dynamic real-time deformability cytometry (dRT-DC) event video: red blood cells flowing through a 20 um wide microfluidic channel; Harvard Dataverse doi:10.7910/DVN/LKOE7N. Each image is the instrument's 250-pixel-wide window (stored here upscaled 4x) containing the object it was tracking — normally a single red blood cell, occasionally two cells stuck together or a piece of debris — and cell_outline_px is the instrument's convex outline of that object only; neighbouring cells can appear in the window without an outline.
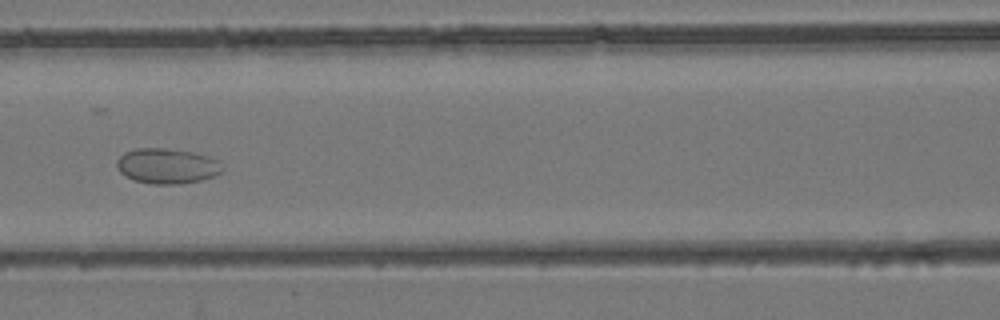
{"species": "common noctule bat (a hibernating species)", "species_latin": "Nyctalus noctula", "temperature_condition": "room temperature", "stored_images_in_passage": 7, "camera_frame_rate_fps": 3000, "um_per_image_px": 0.085, "animal": {"sex": "female", "body_mass_g": 24.6, "forearm_length_mm": 56.2}, "frame": {"image": 1, "passage_image": 7, "time_ms": 2.0, "image_size_px": [1000, 320], "cell_outline_px": [[220, 172], [212, 176], [200, 180], [180, 184], [152, 184], [136, 180], [124, 176], [120, 172], [116, 164], [116, 160], [124, 152], [136, 148], [164, 148], [192, 152], [216, 160]], "centroid_in_image_um": [14.09, 14.11], "position_along_channel_um": 152.5, "area_um2": 21.21}}